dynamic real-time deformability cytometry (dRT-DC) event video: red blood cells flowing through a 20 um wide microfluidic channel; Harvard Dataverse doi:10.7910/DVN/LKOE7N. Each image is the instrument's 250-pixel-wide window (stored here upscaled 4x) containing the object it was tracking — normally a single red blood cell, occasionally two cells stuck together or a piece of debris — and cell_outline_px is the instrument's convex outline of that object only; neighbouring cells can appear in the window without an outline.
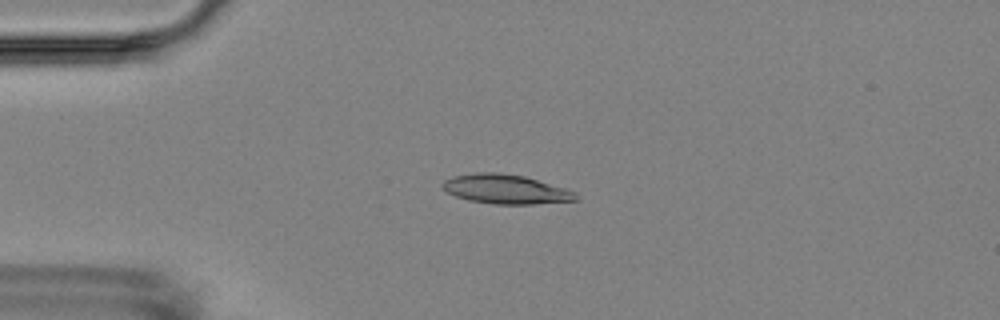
{"species": "Egyptian fruit bat (a non-hibernating species)", "species_latin": "Rousettus aegyptiacus", "temperature_condition": "room temperature", "stored_images_in_passage": 5, "camera_frame_rate_fps": 3000, "um_per_image_px": 0.085, "animal": {"sex": "female"}, "frame": {"image": 1, "passage_image": 3, "time_ms": 4.0, "image_size_px": [1000, 320], "cell_outline_px": [[580, 196], [576, 200], [532, 204], [492, 204], [468, 200], [456, 196], [448, 192], [440, 184], [444, 180], [452, 176], [476, 172], [496, 172], [524, 176], [568, 188], [576, 192]], "centroid_in_image_um": [43.01, 16.07], "position_along_channel_um": 42.0, "area_um2": 22.95}}